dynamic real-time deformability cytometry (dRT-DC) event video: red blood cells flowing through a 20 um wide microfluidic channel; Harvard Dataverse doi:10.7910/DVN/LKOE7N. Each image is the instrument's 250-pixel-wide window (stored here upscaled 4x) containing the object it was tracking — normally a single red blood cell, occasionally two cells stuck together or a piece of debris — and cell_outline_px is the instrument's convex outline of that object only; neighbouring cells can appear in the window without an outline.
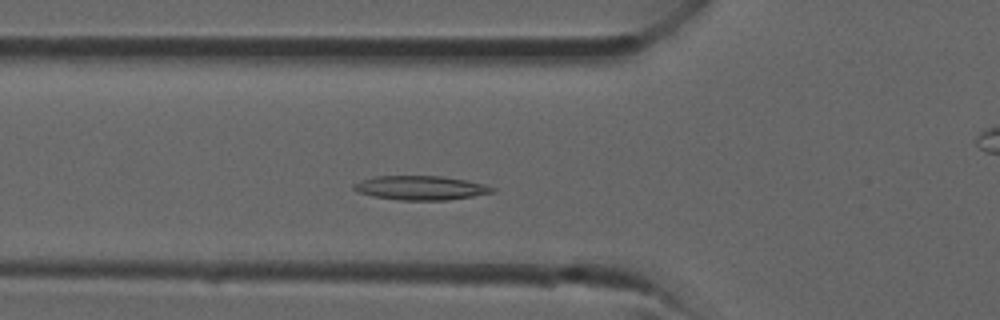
{"species": "common noctule bat (a hibernating species)", "species_latin": "Nyctalus noctula", "temperature_condition": "room temperature", "stored_images_in_passage": 34, "camera_frame_rate_fps": 3000, "um_per_image_px": 0.085, "animal": {"sex": "male", "forearm_length_mm": 52.5}, "frame": {"image": 1, "passage_image": 9, "time_ms": 2.667, "image_size_px": [1000, 320], "cell_outline_px": [[496, 188], [492, 192], [472, 196], [448, 200], [400, 200], [372, 196], [360, 192], [352, 188], [352, 184], [360, 180], [372, 176], [444, 176], [468, 180], [484, 184]], "centroid_in_image_um": [35.73, 15.96], "position_along_channel_um": 90.1, "area_um2": 19.54}}
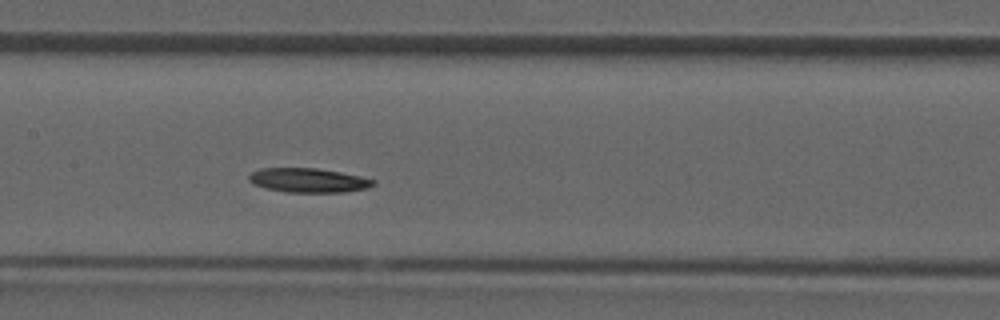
{"frame": {"image": 2, "passage_image": 14, "time_ms": 4.333, "image_size_px": [1000, 320], "cell_outline_px": [[376, 184], [368, 188], [344, 192], [288, 192], [264, 188], [252, 184], [248, 180], [248, 176], [252, 172], [260, 168], [316, 168], [340, 172], [360, 176], [376, 180]], "centroid_in_image_um": [26.2, 15.32], "position_along_channel_um": 181.2, "area_um2": 17.69}}
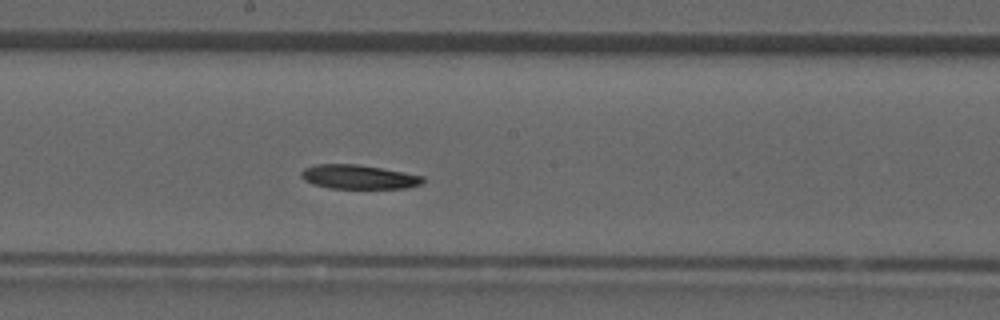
{"frame": {"image": 3, "passage_image": 16, "time_ms": 5.0, "image_size_px": [1000, 320], "cell_outline_px": [[424, 180], [420, 184], [408, 188], [328, 188], [312, 184], [304, 180], [300, 176], [300, 172], [304, 168], [316, 164], [356, 164], [380, 168], [424, 176]], "centroid_in_image_um": [30.43, 15.04], "position_along_channel_um": 217.8, "area_um2": 17.05}}